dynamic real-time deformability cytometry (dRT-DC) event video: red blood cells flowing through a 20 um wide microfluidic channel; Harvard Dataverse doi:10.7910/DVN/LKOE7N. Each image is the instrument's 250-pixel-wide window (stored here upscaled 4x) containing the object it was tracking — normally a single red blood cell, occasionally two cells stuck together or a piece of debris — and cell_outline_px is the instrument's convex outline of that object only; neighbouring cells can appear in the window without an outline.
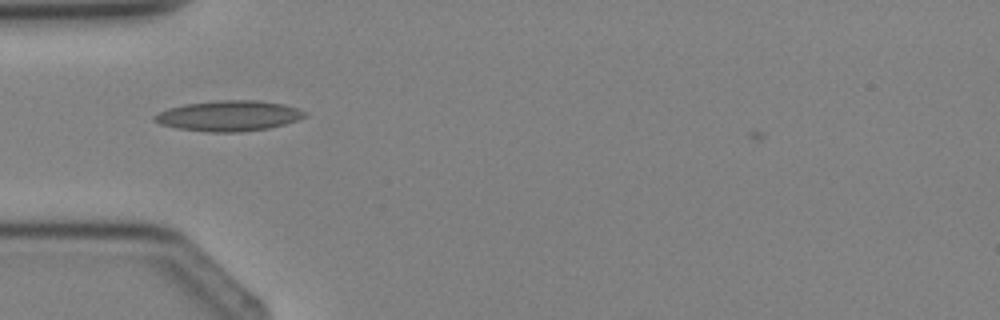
{"species": "Egyptian fruit bat (a non-hibernating species)", "species_latin": "Rousettus aegyptiacus", "temperature_condition": "cold", "stored_images_in_passage": 1, "camera_frame_rate_fps": 3000, "um_per_image_px": 0.085, "animal": {"sex": "female"}, "frame": {"image": 1, "passage_image": 1, "time_ms": 0.0, "image_size_px": [1000, 320], "cell_outline_px": [[308, 116], [284, 124], [268, 128], [240, 132], [204, 132], [176, 128], [160, 124], [152, 120], [152, 116], [168, 108], [184, 104], [220, 100], [256, 100], [284, 104], [308, 112]], "centroid_in_image_um": [19.43, 9.85], "position_along_channel_um": 65.6, "area_um2": 26.82}}